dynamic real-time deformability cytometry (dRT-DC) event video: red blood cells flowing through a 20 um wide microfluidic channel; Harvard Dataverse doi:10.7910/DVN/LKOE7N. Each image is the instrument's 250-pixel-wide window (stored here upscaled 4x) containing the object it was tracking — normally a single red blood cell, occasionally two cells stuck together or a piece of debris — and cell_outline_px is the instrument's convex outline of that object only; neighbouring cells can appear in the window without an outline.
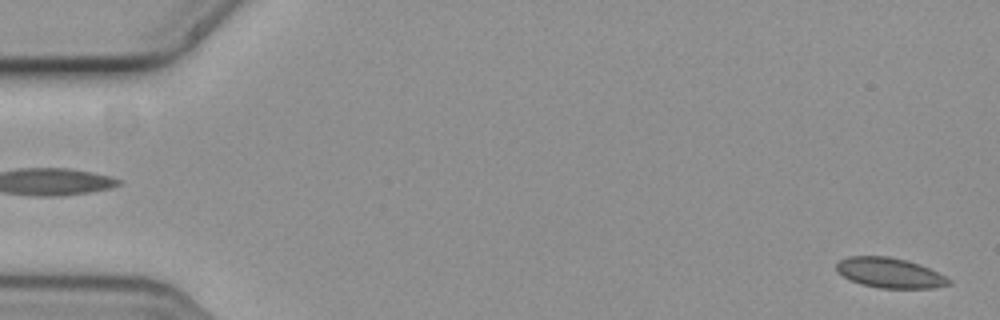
{"species": "common noctule bat (a hibernating species)", "species_latin": "Nyctalus noctula", "temperature_condition": "cold", "stored_images_in_passage": 4, "camera_frame_rate_fps": 3000, "um_per_image_px": 0.085, "animal": {"sex": "female", "body_mass_g": 19.3, "forearm_length_mm": 54.1}, "frame": {"image": 1, "passage_image": 1, "time_ms": 0.0, "image_size_px": [1000, 320], "cell_outline_px": [[952, 284], [936, 288], [880, 288], [860, 284], [836, 272], [836, 264], [840, 260], [848, 256], [888, 256], [908, 260], [920, 264], [952, 280]], "centroid_in_image_um": [75.63, 23.19], "position_along_channel_um": 9.4, "area_um2": 19.77}}